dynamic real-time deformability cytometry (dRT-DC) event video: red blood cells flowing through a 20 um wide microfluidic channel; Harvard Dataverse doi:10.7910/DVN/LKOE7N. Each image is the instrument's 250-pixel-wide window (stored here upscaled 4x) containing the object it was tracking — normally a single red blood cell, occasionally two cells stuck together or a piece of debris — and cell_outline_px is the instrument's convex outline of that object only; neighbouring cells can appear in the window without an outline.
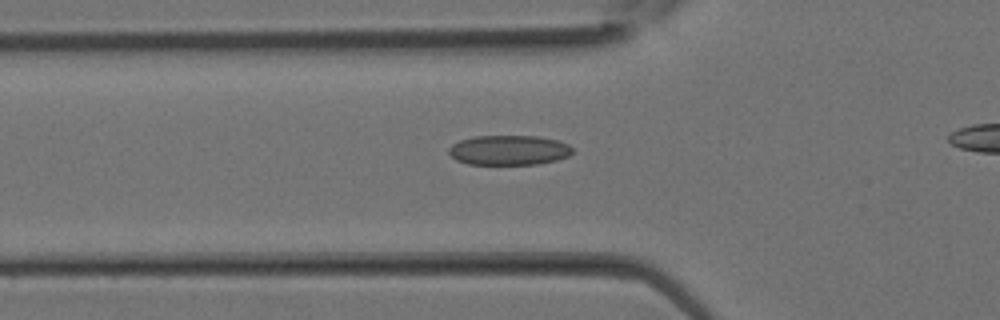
{"species": "Egyptian fruit bat (a non-hibernating species)", "species_latin": "Rousettus aegyptiacus", "temperature_condition": "room temperature", "stored_images_in_passage": 20, "camera_frame_rate_fps": 3000, "um_per_image_px": 0.085, "animal": {"sex": "female"}, "frame": {"image": 1, "passage_image": 5, "time_ms": 1.333, "image_size_px": [1000, 320], "cell_outline_px": [[572, 152], [568, 156], [556, 160], [536, 164], [468, 164], [456, 160], [448, 152], [448, 148], [452, 144], [460, 140], [472, 136], [540, 136], [556, 140], [568, 144], [572, 148]], "centroid_in_image_um": [43.23, 12.75], "position_along_channel_um": 82.6, "area_um2": 21.5}}
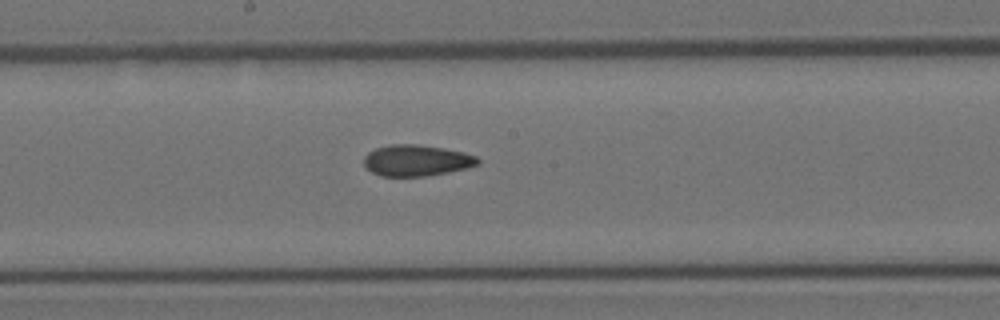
{"frame": {"image": 2, "passage_image": 11, "time_ms": 3.333, "image_size_px": [1000, 320], "cell_outline_px": [[480, 164], [468, 168], [448, 172], [424, 176], [380, 176], [372, 172], [364, 164], [364, 156], [368, 152], [376, 148], [392, 144], [416, 144], [444, 148], [464, 152], [476, 156], [480, 160]], "centroid_in_image_um": [35.43, 13.63], "position_along_channel_um": 212.8, "area_um2": 20.75}}
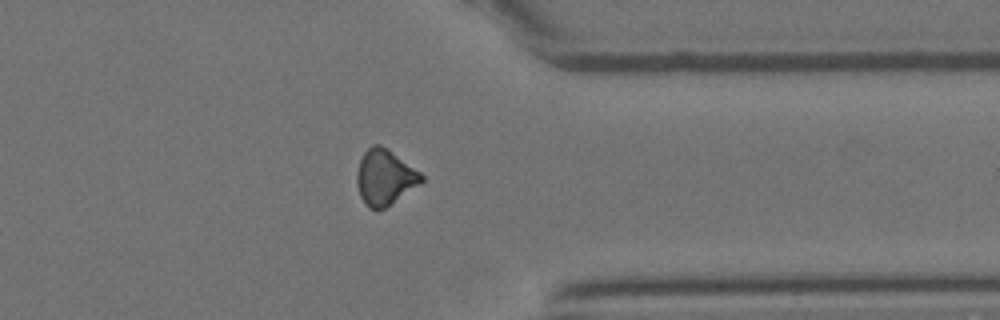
{"frame": {"image": 3, "passage_image": 19, "time_ms": 6.0, "image_size_px": [1000, 320], "cell_outline_px": [[424, 180], [420, 184], [384, 208], [376, 212], [368, 208], [364, 204], [360, 196], [356, 184], [356, 172], [360, 160], [364, 152], [372, 144], [380, 144], [388, 148], [420, 172], [424, 176]], "centroid_in_image_um": [32.68, 15.08], "position_along_channel_um": 378.7, "area_um2": 21.1}}